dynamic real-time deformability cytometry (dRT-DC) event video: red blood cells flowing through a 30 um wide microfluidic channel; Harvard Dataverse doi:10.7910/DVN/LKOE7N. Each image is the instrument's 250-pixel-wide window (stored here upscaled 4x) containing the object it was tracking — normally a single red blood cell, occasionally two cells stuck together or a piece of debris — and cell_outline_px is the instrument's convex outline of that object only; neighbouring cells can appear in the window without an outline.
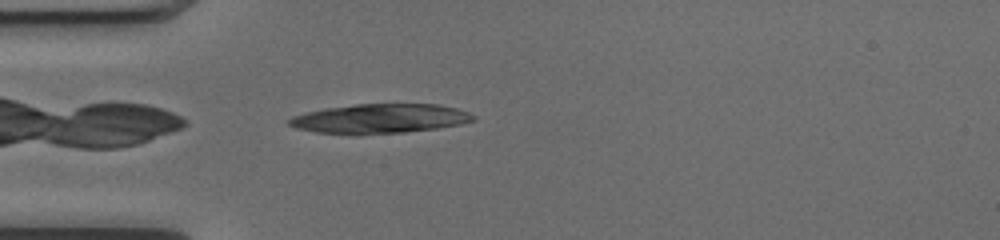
{"species": "common noctule bat (a hibernating species)", "species_latin": "Nyctalus noctula", "temperature_condition": "cold", "stored_images_in_passage": 37, "camera_frame_rate_fps": 3000, "um_per_image_px": 0.085, "animal": {"sex": "female", "body_mass_g": 17.0, "forearm_length_mm": 48.0}, "frame": {"image": 1, "passage_image": 1, "time_ms": 0.0, "image_size_px": [1000, 240], "cell_outline_px": [[476, 120], [460, 124], [436, 128], [404, 132], [316, 132], [296, 128], [288, 124], [288, 120], [292, 116], [324, 108], [356, 104], [440, 104], [456, 108], [468, 112], [476, 116]], "centroid_in_image_um": [32.35, 10.04], "position_along_channel_um": 52.7, "area_um2": 30.69}}